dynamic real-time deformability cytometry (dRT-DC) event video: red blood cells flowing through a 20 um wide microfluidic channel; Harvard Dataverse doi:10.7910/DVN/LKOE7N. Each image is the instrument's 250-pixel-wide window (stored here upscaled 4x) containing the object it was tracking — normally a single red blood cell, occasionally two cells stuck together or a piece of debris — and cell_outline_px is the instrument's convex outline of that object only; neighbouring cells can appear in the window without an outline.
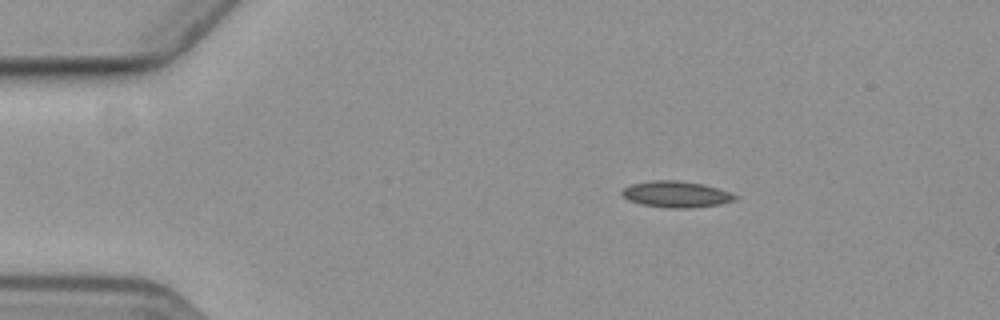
{"species": "common noctule bat (a hibernating species)", "species_latin": "Nyctalus noctula", "temperature_condition": "cold", "stored_images_in_passage": 3, "camera_frame_rate_fps": 3000, "um_per_image_px": 0.085, "animal": {"sex": "female", "body_mass_g": 19.3, "forearm_length_mm": 54.1}, "frame": {"image": 1, "passage_image": 1, "time_ms": 0.0, "image_size_px": [1000, 320], "cell_outline_px": [[736, 200], [720, 204], [692, 208], [668, 208], [640, 204], [628, 200], [620, 192], [624, 188], [632, 184], [652, 180], [680, 180], [704, 184], [728, 192], [736, 196]], "centroid_in_image_um": [57.45, 16.51], "position_along_channel_um": 27.5, "area_um2": 17.28}}